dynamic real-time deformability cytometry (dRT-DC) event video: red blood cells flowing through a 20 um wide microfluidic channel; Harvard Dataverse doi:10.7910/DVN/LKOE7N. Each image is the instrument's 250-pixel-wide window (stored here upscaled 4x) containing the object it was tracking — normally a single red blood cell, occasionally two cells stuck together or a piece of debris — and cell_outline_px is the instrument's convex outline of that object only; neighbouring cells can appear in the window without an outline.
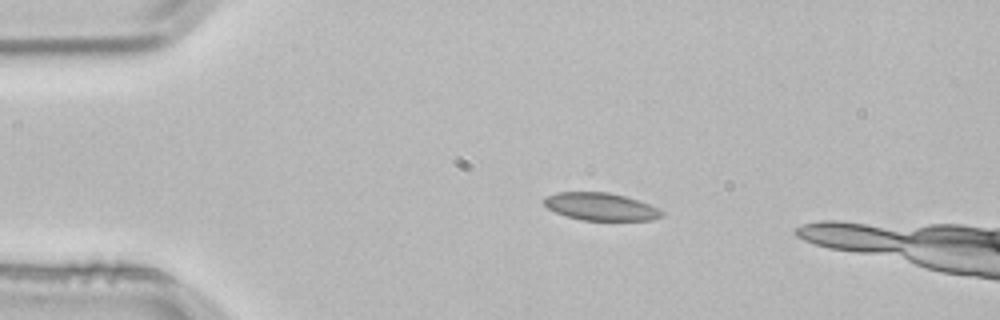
{"species": "common noctule bat (a hibernating species)", "species_latin": "Nyctalus noctula", "temperature_condition": "room temperature", "stored_images_in_passage": 3, "camera_frame_rate_fps": 3000, "um_per_image_px": 0.085, "animal": {"sex": "male", "body_mass_g": 21.5, "forearm_length_mm": 52.0}, "frame": {"image": 1, "passage_image": 1, "time_ms": 0.0, "image_size_px": [1000, 320], "cell_outline_px": [[664, 212], [660, 216], [652, 220], [584, 220], [568, 216], [556, 212], [548, 208], [544, 204], [544, 196], [556, 192], [608, 192], [624, 196], [660, 208]], "centroid_in_image_um": [51.04, 17.55], "position_along_channel_um": 34.0, "area_um2": 18.73}}